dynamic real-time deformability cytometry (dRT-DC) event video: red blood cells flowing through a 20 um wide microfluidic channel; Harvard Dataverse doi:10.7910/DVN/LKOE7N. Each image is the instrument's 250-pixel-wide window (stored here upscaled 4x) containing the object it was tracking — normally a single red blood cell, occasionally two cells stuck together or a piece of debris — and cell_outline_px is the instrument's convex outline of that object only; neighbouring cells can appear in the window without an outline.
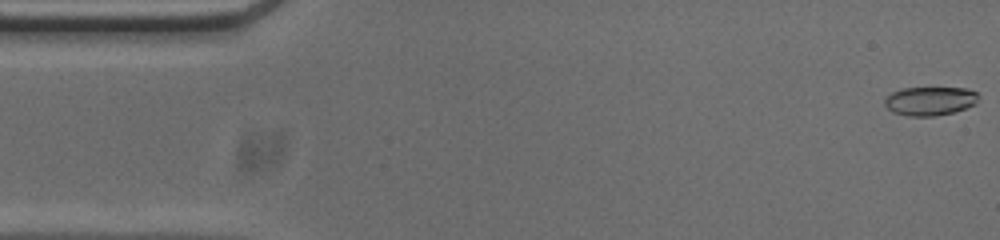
{"species": "common noctule bat (a hibernating species)", "species_latin": "Nyctalus noctula", "temperature_condition": "cold", "stored_images_in_passage": 53, "camera_frame_rate_fps": 3000, "um_per_image_px": 0.085, "animal": {"sex": "male", "body_mass_g": 20.0, "forearm_length_mm": 53.3}, "frame": {"image": 1, "passage_image": 1, "time_ms": 0.0, "image_size_px": [1000, 240], "cell_outline_px": [[976, 104], [952, 112], [936, 116], [908, 116], [892, 112], [884, 104], [884, 100], [892, 92], [900, 88], [968, 88], [976, 92]], "centroid_in_image_um": [79.01, 8.58], "position_along_channel_um": 6.0, "area_um2": 15.61}}
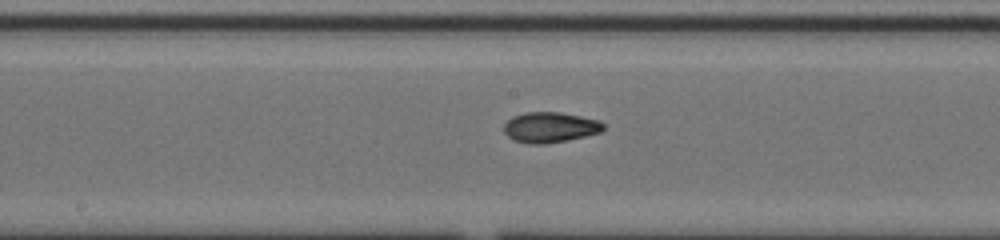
{"frame": {"image": 2, "passage_image": 26, "time_ms": 8.333, "image_size_px": [1000, 240], "cell_outline_px": [[604, 128], [600, 132], [568, 140], [544, 144], [528, 144], [512, 140], [504, 132], [504, 124], [512, 116], [524, 112], [560, 112], [600, 120], [604, 124]], "centroid_in_image_um": [46.73, 10.82], "position_along_channel_um": 201.5, "area_um2": 17.74}}
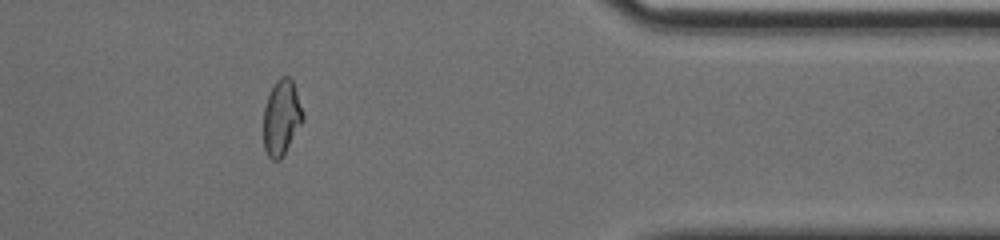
{"frame": {"image": 3, "passage_image": 43, "time_ms": 14.0, "image_size_px": [1000, 240], "cell_outline_px": [[304, 120], [280, 160], [272, 160], [268, 156], [264, 148], [264, 108], [268, 96], [276, 80], [280, 76], [288, 76], [292, 80], [304, 116]], "centroid_in_image_um": [23.92, 10.0], "position_along_channel_um": 387.5, "area_um2": 17.05}, "authors_computed_cell_mechanics": {"area_um2": 17.34, "velocity_mm_per_s": 3.7992, "shape_relaxation_time_tau1_ms": null, "shape_relaxation_time_tau2_ms": 1.8708, "deformation_change_tau1": null, "deformation_change_tau2": 0.0674}}